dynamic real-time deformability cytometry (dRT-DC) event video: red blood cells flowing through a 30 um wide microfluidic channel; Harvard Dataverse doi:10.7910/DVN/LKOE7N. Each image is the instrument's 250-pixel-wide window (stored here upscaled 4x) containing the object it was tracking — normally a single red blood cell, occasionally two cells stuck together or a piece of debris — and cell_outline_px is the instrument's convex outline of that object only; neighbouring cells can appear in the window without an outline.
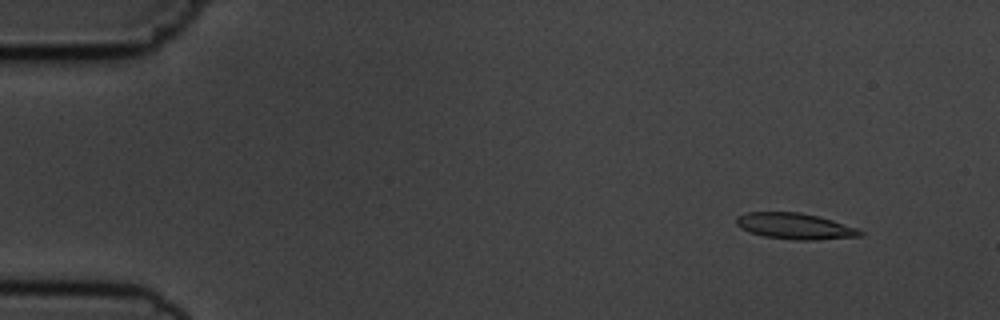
{"species": "common noctule bat (a hibernating species)", "species_latin": "Nyctalus noctula", "temperature_condition": "cold", "stored_images_in_passage": 4, "camera_frame_rate_fps": 3000, "um_per_image_px": 0.085, "animal": {"sex": "male", "body_mass_g": 19.5, "forearm_length_mm": 54.6}, "frame": {"image": 1, "passage_image": 1, "time_ms": 0.0, "image_size_px": [1000, 320], "cell_outline_px": [[864, 232], [860, 236], [816, 240], [792, 240], [764, 236], [740, 228], [736, 224], [736, 216], [748, 212], [800, 212], [820, 216], [856, 228]], "centroid_in_image_um": [67.55, 19.22], "position_along_channel_um": 17.4, "area_um2": 18.79}}
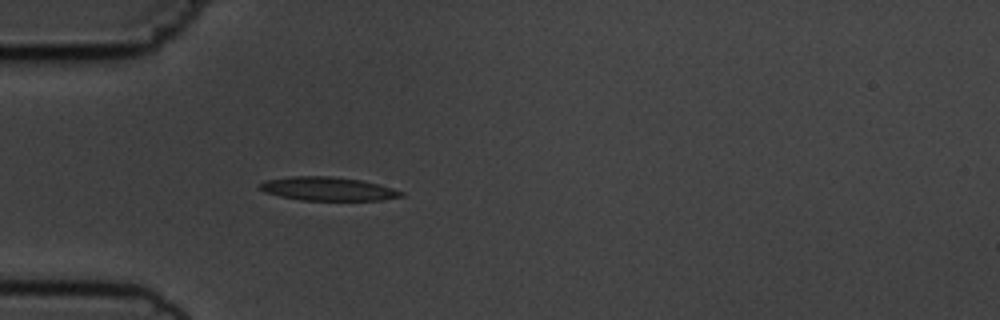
{"frame": {"image": 2, "passage_image": 4, "time_ms": 3.667, "image_size_px": [1000, 320], "cell_outline_px": [[404, 196], [380, 200], [300, 200], [280, 196], [264, 192], [260, 188], [260, 184], [264, 180], [288, 176], [332, 176], [360, 180], [380, 184], [404, 192]], "centroid_in_image_um": [27.86, 16.04], "position_along_channel_um": 57.1, "area_um2": 19.48}}